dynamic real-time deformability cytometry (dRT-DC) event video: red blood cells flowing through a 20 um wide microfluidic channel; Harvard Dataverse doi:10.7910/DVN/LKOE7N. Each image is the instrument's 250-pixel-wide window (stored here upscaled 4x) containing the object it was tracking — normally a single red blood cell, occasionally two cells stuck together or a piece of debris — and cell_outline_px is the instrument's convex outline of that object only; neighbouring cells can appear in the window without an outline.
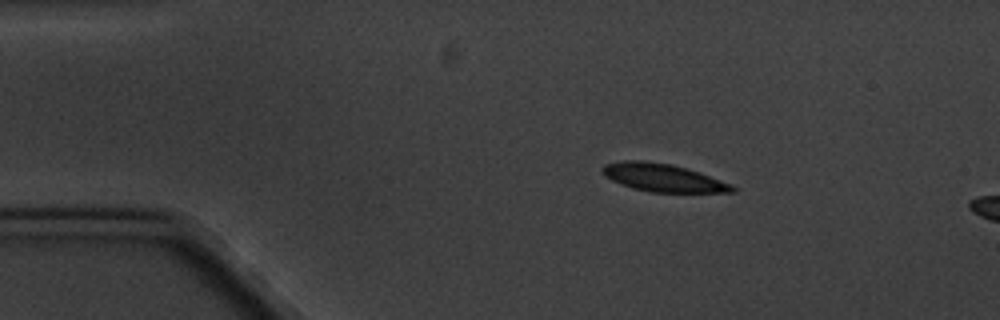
{"species": "common noctule bat (a hibernating species)", "species_latin": "Nyctalus noctula", "temperature_condition": "cold", "stored_images_in_passage": 3, "camera_frame_rate_fps": 3000, "um_per_image_px": 0.085, "animal": {"sex": "male", "body_mass_g": 20.1, "forearm_length_mm": 53.5}, "frame": {"image": 1, "passage_image": 1, "time_ms": 0.0, "image_size_px": [1000, 320], "cell_outline_px": [[736, 192], [648, 192], [632, 188], [620, 184], [604, 176], [600, 168], [604, 164], [624, 160], [640, 160], [672, 164], [700, 172], [732, 184], [736, 188]], "centroid_in_image_um": [56.33, 15.1], "position_along_channel_um": 28.7, "area_um2": 21.27}}